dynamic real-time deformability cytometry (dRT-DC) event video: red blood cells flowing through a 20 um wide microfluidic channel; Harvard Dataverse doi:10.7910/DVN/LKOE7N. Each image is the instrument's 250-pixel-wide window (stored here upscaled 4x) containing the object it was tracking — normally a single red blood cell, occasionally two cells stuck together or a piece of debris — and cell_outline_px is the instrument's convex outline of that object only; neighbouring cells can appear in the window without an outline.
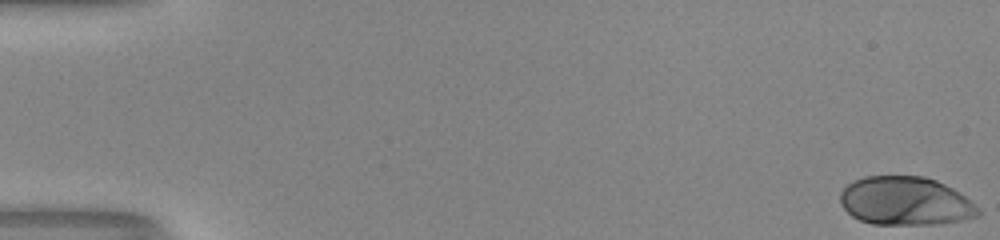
{"species": "human", "species_latin": "Homo sapiens", "temperature_condition": "room temperature", "stored_images_in_passage": 50, "camera_frame_rate_fps": 3000, "um_per_image_px": 0.085, "donor": {"sex": "male"}, "frame": {"image": 1, "passage_image": 1, "time_ms": 0.0, "image_size_px": [1000, 240], "cell_outline_px": [[980, 216], [964, 220], [940, 224], [872, 224], [860, 220], [852, 216], [840, 204], [840, 192], [852, 180], [864, 176], [924, 176], [936, 180], [960, 192], [980, 208]], "centroid_in_image_um": [76.97, 17.09], "position_along_channel_um": 8.0, "area_um2": 39.36}}
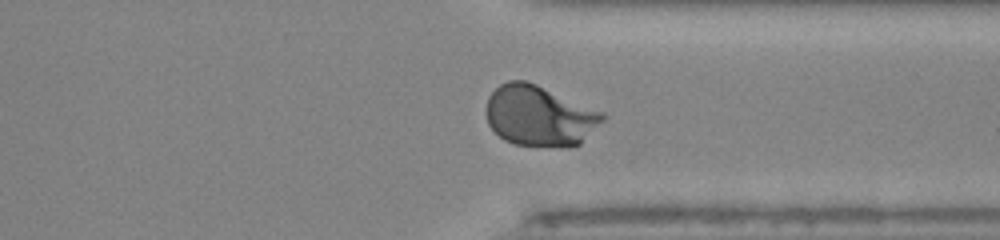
{"frame": {"image": 2, "passage_image": 41, "time_ms": 13.333, "image_size_px": [1000, 240], "cell_outline_px": [[608, 116], [580, 144], [560, 148], [512, 144], [504, 140], [488, 124], [484, 112], [488, 96], [500, 84], [508, 80], [524, 80], [536, 84], [604, 112]], "centroid_in_image_um": [45.84, 9.85], "position_along_channel_um": 365.6, "area_um2": 41.56}}
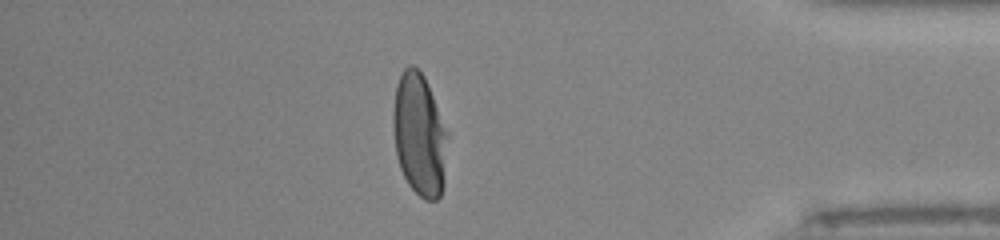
{"frame": {"image": 3, "passage_image": 46, "time_ms": 15.0, "image_size_px": [1000, 240], "cell_outline_px": [[448, 136], [444, 184], [440, 196], [436, 200], [424, 200], [408, 184], [400, 168], [396, 156], [392, 128], [392, 116], [396, 84], [404, 68], [408, 64], [412, 64], [424, 76], [448, 132]], "centroid_in_image_um": [35.64, 11.46], "position_along_channel_um": 399.6, "area_um2": 39.19}}